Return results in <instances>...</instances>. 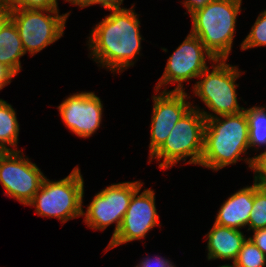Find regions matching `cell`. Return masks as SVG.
<instances>
[{"label": "cell", "mask_w": 266, "mask_h": 267, "mask_svg": "<svg viewBox=\"0 0 266 267\" xmlns=\"http://www.w3.org/2000/svg\"><path fill=\"white\" fill-rule=\"evenodd\" d=\"M90 33L88 49L90 57L102 68L112 73H122L133 67L141 51L142 35L139 16L132 7L110 9ZM135 60V61H133Z\"/></svg>", "instance_id": "obj_1"}, {"label": "cell", "mask_w": 266, "mask_h": 267, "mask_svg": "<svg viewBox=\"0 0 266 267\" xmlns=\"http://www.w3.org/2000/svg\"><path fill=\"white\" fill-rule=\"evenodd\" d=\"M248 120L245 111L206 119L204 149L200 166L218 171L239 160L251 168L253 158H242L248 154Z\"/></svg>", "instance_id": "obj_2"}, {"label": "cell", "mask_w": 266, "mask_h": 267, "mask_svg": "<svg viewBox=\"0 0 266 267\" xmlns=\"http://www.w3.org/2000/svg\"><path fill=\"white\" fill-rule=\"evenodd\" d=\"M242 0H211L195 8L190 33L197 36L216 60H228Z\"/></svg>", "instance_id": "obj_3"}, {"label": "cell", "mask_w": 266, "mask_h": 267, "mask_svg": "<svg viewBox=\"0 0 266 267\" xmlns=\"http://www.w3.org/2000/svg\"><path fill=\"white\" fill-rule=\"evenodd\" d=\"M213 67V68H212ZM198 77L202 79L193 85L194 96H198L206 107L212 111L208 113L196 105L192 107L201 112L205 119L222 115L237 114L244 110L240 107L237 99L236 89L239 86L236 80L241 76L237 66L227 63V60H215Z\"/></svg>", "instance_id": "obj_4"}, {"label": "cell", "mask_w": 266, "mask_h": 267, "mask_svg": "<svg viewBox=\"0 0 266 267\" xmlns=\"http://www.w3.org/2000/svg\"><path fill=\"white\" fill-rule=\"evenodd\" d=\"M206 119L199 110L191 107L175 124L162 146L149 158L159 163L160 169H169L180 161L199 165L204 149ZM190 158L186 163V159Z\"/></svg>", "instance_id": "obj_5"}, {"label": "cell", "mask_w": 266, "mask_h": 267, "mask_svg": "<svg viewBox=\"0 0 266 267\" xmlns=\"http://www.w3.org/2000/svg\"><path fill=\"white\" fill-rule=\"evenodd\" d=\"M84 179L79 167L58 181L44 178L39 191L28 206L43 217H55L62 223L83 216Z\"/></svg>", "instance_id": "obj_6"}, {"label": "cell", "mask_w": 266, "mask_h": 267, "mask_svg": "<svg viewBox=\"0 0 266 267\" xmlns=\"http://www.w3.org/2000/svg\"><path fill=\"white\" fill-rule=\"evenodd\" d=\"M59 9L17 8L8 12L16 25L25 54L31 57L59 40L70 12L59 15Z\"/></svg>", "instance_id": "obj_7"}, {"label": "cell", "mask_w": 266, "mask_h": 267, "mask_svg": "<svg viewBox=\"0 0 266 267\" xmlns=\"http://www.w3.org/2000/svg\"><path fill=\"white\" fill-rule=\"evenodd\" d=\"M143 186L141 181L115 183L98 192L83 210L85 224L93 230H105L116 223L113 238L122 223L132 195Z\"/></svg>", "instance_id": "obj_8"}, {"label": "cell", "mask_w": 266, "mask_h": 267, "mask_svg": "<svg viewBox=\"0 0 266 267\" xmlns=\"http://www.w3.org/2000/svg\"><path fill=\"white\" fill-rule=\"evenodd\" d=\"M206 59L212 62L216 60L200 39L189 33L168 58L164 73L155 86V91L158 93L162 86L177 83L171 91L183 92L185 89L183 82L198 78L208 68Z\"/></svg>", "instance_id": "obj_9"}, {"label": "cell", "mask_w": 266, "mask_h": 267, "mask_svg": "<svg viewBox=\"0 0 266 267\" xmlns=\"http://www.w3.org/2000/svg\"><path fill=\"white\" fill-rule=\"evenodd\" d=\"M23 154L22 151L0 152V183L7 197H13L26 206L39 191L45 176Z\"/></svg>", "instance_id": "obj_10"}, {"label": "cell", "mask_w": 266, "mask_h": 267, "mask_svg": "<svg viewBox=\"0 0 266 267\" xmlns=\"http://www.w3.org/2000/svg\"><path fill=\"white\" fill-rule=\"evenodd\" d=\"M140 187L133 195L117 234L111 238L106 252L119 245L146 238L147 233L159 226V215L155 205V192ZM140 193V194H139Z\"/></svg>", "instance_id": "obj_11"}, {"label": "cell", "mask_w": 266, "mask_h": 267, "mask_svg": "<svg viewBox=\"0 0 266 267\" xmlns=\"http://www.w3.org/2000/svg\"><path fill=\"white\" fill-rule=\"evenodd\" d=\"M153 111L150 127L149 158L162 146L170 131L183 115L192 107L188 94L170 91L164 87L159 94L152 96Z\"/></svg>", "instance_id": "obj_12"}, {"label": "cell", "mask_w": 266, "mask_h": 267, "mask_svg": "<svg viewBox=\"0 0 266 267\" xmlns=\"http://www.w3.org/2000/svg\"><path fill=\"white\" fill-rule=\"evenodd\" d=\"M57 108L62 122L78 137L89 138L102 123L103 103L94 92L73 93Z\"/></svg>", "instance_id": "obj_13"}, {"label": "cell", "mask_w": 266, "mask_h": 267, "mask_svg": "<svg viewBox=\"0 0 266 267\" xmlns=\"http://www.w3.org/2000/svg\"><path fill=\"white\" fill-rule=\"evenodd\" d=\"M260 186L259 183L254 182L252 186L243 187L228 197L221 205L214 223L238 230L248 226L254 192Z\"/></svg>", "instance_id": "obj_14"}, {"label": "cell", "mask_w": 266, "mask_h": 267, "mask_svg": "<svg viewBox=\"0 0 266 267\" xmlns=\"http://www.w3.org/2000/svg\"><path fill=\"white\" fill-rule=\"evenodd\" d=\"M207 239V259L232 260L237 259L243 243L247 240L241 230L220 226L214 223L205 235Z\"/></svg>", "instance_id": "obj_15"}, {"label": "cell", "mask_w": 266, "mask_h": 267, "mask_svg": "<svg viewBox=\"0 0 266 267\" xmlns=\"http://www.w3.org/2000/svg\"><path fill=\"white\" fill-rule=\"evenodd\" d=\"M24 55L16 25L8 16L0 24V64L8 67L17 76L22 68L20 57Z\"/></svg>", "instance_id": "obj_16"}, {"label": "cell", "mask_w": 266, "mask_h": 267, "mask_svg": "<svg viewBox=\"0 0 266 267\" xmlns=\"http://www.w3.org/2000/svg\"><path fill=\"white\" fill-rule=\"evenodd\" d=\"M19 130L16 111L11 104L0 99V152L20 151L17 150Z\"/></svg>", "instance_id": "obj_17"}, {"label": "cell", "mask_w": 266, "mask_h": 267, "mask_svg": "<svg viewBox=\"0 0 266 267\" xmlns=\"http://www.w3.org/2000/svg\"><path fill=\"white\" fill-rule=\"evenodd\" d=\"M248 120L249 148L266 146V106L244 108Z\"/></svg>", "instance_id": "obj_18"}, {"label": "cell", "mask_w": 266, "mask_h": 267, "mask_svg": "<svg viewBox=\"0 0 266 267\" xmlns=\"http://www.w3.org/2000/svg\"><path fill=\"white\" fill-rule=\"evenodd\" d=\"M232 264L235 267H265L266 255L247 238L239 251L237 259Z\"/></svg>", "instance_id": "obj_19"}, {"label": "cell", "mask_w": 266, "mask_h": 267, "mask_svg": "<svg viewBox=\"0 0 266 267\" xmlns=\"http://www.w3.org/2000/svg\"><path fill=\"white\" fill-rule=\"evenodd\" d=\"M248 226V231L266 228V186H260L254 192L253 206Z\"/></svg>", "instance_id": "obj_20"}, {"label": "cell", "mask_w": 266, "mask_h": 267, "mask_svg": "<svg viewBox=\"0 0 266 267\" xmlns=\"http://www.w3.org/2000/svg\"><path fill=\"white\" fill-rule=\"evenodd\" d=\"M266 46V10L260 12L251 31L241 43V50Z\"/></svg>", "instance_id": "obj_21"}, {"label": "cell", "mask_w": 266, "mask_h": 267, "mask_svg": "<svg viewBox=\"0 0 266 267\" xmlns=\"http://www.w3.org/2000/svg\"><path fill=\"white\" fill-rule=\"evenodd\" d=\"M0 5L8 12L17 8L58 9L57 0H0Z\"/></svg>", "instance_id": "obj_22"}, {"label": "cell", "mask_w": 266, "mask_h": 267, "mask_svg": "<svg viewBox=\"0 0 266 267\" xmlns=\"http://www.w3.org/2000/svg\"><path fill=\"white\" fill-rule=\"evenodd\" d=\"M252 158L250 169L254 171V182L259 183L261 186H266V149Z\"/></svg>", "instance_id": "obj_23"}, {"label": "cell", "mask_w": 266, "mask_h": 267, "mask_svg": "<svg viewBox=\"0 0 266 267\" xmlns=\"http://www.w3.org/2000/svg\"><path fill=\"white\" fill-rule=\"evenodd\" d=\"M124 0H65L71 5L79 6L81 9L84 7H89L91 5L99 4L105 9H121V5Z\"/></svg>", "instance_id": "obj_24"}, {"label": "cell", "mask_w": 266, "mask_h": 267, "mask_svg": "<svg viewBox=\"0 0 266 267\" xmlns=\"http://www.w3.org/2000/svg\"><path fill=\"white\" fill-rule=\"evenodd\" d=\"M174 265L173 262L164 257L155 256L154 258H150L147 256V258H143L140 263L134 267H174Z\"/></svg>", "instance_id": "obj_25"}, {"label": "cell", "mask_w": 266, "mask_h": 267, "mask_svg": "<svg viewBox=\"0 0 266 267\" xmlns=\"http://www.w3.org/2000/svg\"><path fill=\"white\" fill-rule=\"evenodd\" d=\"M248 238L266 255V228L254 230Z\"/></svg>", "instance_id": "obj_26"}, {"label": "cell", "mask_w": 266, "mask_h": 267, "mask_svg": "<svg viewBox=\"0 0 266 267\" xmlns=\"http://www.w3.org/2000/svg\"><path fill=\"white\" fill-rule=\"evenodd\" d=\"M16 75L6 66L0 64V90L11 83V79Z\"/></svg>", "instance_id": "obj_27"}, {"label": "cell", "mask_w": 266, "mask_h": 267, "mask_svg": "<svg viewBox=\"0 0 266 267\" xmlns=\"http://www.w3.org/2000/svg\"><path fill=\"white\" fill-rule=\"evenodd\" d=\"M209 1H211V0H184L181 3L184 5V7L190 13L195 8L200 7L202 5H205Z\"/></svg>", "instance_id": "obj_28"}, {"label": "cell", "mask_w": 266, "mask_h": 267, "mask_svg": "<svg viewBox=\"0 0 266 267\" xmlns=\"http://www.w3.org/2000/svg\"><path fill=\"white\" fill-rule=\"evenodd\" d=\"M8 17V11H6L1 5H0V24Z\"/></svg>", "instance_id": "obj_29"}, {"label": "cell", "mask_w": 266, "mask_h": 267, "mask_svg": "<svg viewBox=\"0 0 266 267\" xmlns=\"http://www.w3.org/2000/svg\"><path fill=\"white\" fill-rule=\"evenodd\" d=\"M219 267H235V266H234V264L233 265H231V264H224L222 266L220 265Z\"/></svg>", "instance_id": "obj_30"}]
</instances>
